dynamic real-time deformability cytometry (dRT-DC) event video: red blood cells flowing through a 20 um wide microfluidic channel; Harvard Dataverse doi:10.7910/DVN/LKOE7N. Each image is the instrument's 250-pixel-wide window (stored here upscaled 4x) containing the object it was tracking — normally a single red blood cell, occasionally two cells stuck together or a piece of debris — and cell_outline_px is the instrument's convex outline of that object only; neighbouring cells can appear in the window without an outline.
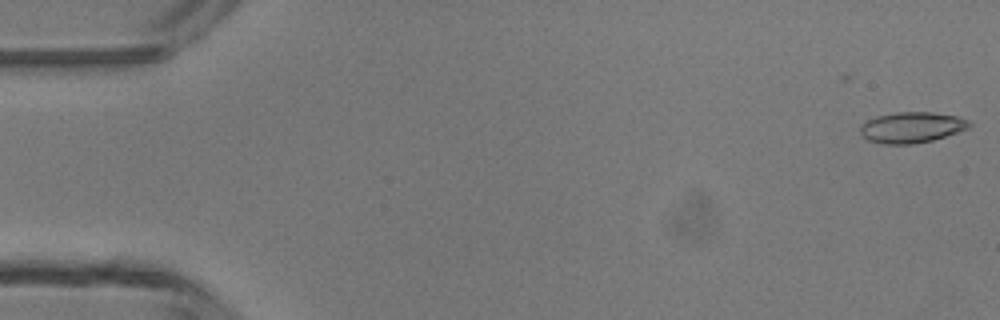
{"species": "common noctule bat (a hibernating species)", "species_latin": "Nyctalus noctula", "temperature_condition": "room temperature", "stored_images_in_passage": 6, "camera_frame_rate_fps": 3000, "um_per_image_px": 0.085, "animal": {"sex": "male", "body_mass_g": 13.3}, "frame": {"image": 1, "passage_image": 2, "time_ms": 1.0, "image_size_px": [1000, 320], "cell_outline_px": [[972, 124], [968, 128], [932, 140], [912, 144], [884, 144], [868, 140], [860, 132], [860, 128], [868, 120], [876, 116], [896, 112], [932, 112], [956, 116], [968, 120]], "centroid_in_image_um": [77.49, 10.82], "position_along_channel_um": 7.5, "area_um2": 19.31}}
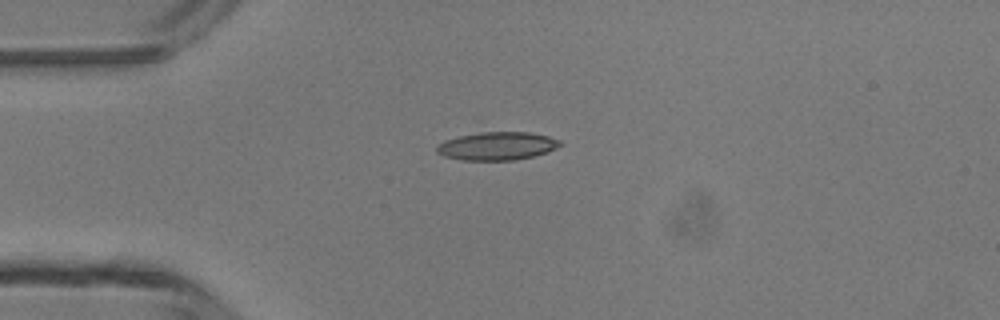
{"frame": {"image": 2, "passage_image": 5, "time_ms": 4.667, "image_size_px": [1000, 320], "cell_outline_px": [[564, 144], [556, 148], [532, 156], [512, 160], [464, 160], [444, 156], [436, 152], [436, 148], [444, 140], [460, 136], [480, 132], [528, 132], [548, 136], [560, 140]], "centroid_in_image_um": [42.26, 12.4], "position_along_channel_um": 42.7, "area_um2": 20.0}}